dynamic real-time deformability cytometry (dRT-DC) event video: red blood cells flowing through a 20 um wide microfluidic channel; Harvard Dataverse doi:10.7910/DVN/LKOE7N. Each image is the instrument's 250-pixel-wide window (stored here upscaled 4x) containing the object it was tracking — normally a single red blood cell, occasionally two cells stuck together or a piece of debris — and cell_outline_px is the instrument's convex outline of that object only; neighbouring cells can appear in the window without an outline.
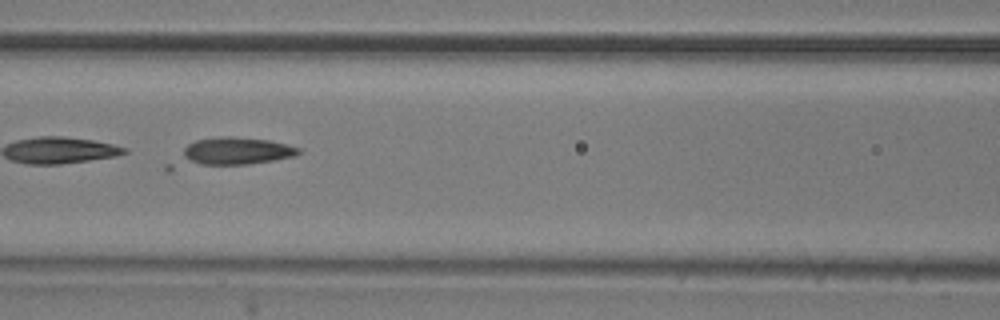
{"species": "common noctule bat (a hibernating species)", "species_latin": "Nyctalus noctula", "temperature_condition": "room temperature", "stored_images_in_passage": 18, "camera_frame_rate_fps": 3000, "um_per_image_px": 0.085, "animal": {"sex": "male", "body_mass_g": 20.5, "forearm_length_mm": 52.5}, "frame": {"image": 1, "passage_image": 9, "time_ms": 2.667, "image_size_px": [1000, 320], "cell_outline_px": [[300, 152], [296, 156], [276, 160], [248, 164], [172, 172], [168, 172], [164, 168], [164, 164], [188, 144], [196, 140], [220, 136], [232, 136], [268, 140], [300, 148]], "centroid_in_image_um": [19.37, 13.02], "position_along_channel_um": 147.2, "area_um2": 22.37}}